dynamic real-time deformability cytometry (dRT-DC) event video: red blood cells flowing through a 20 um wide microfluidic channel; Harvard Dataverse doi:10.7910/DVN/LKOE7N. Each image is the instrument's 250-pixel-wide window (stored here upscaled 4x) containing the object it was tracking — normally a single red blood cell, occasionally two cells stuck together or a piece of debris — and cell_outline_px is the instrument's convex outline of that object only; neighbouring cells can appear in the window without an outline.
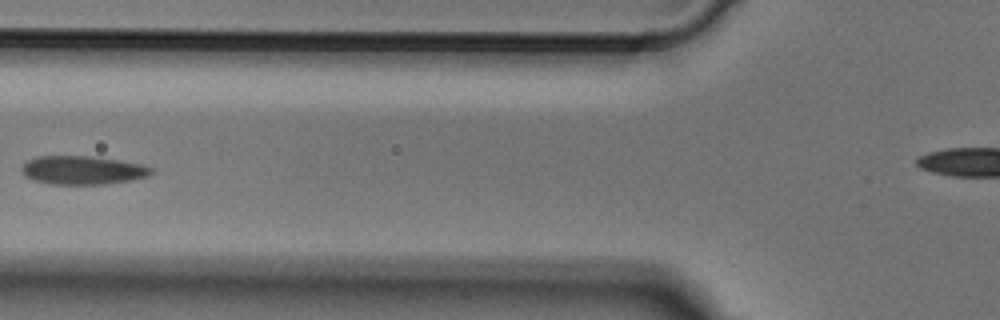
{"species": "Egyptian fruit bat (a non-hibernating species)", "species_latin": "Rousettus aegyptiacus", "temperature_condition": "cold", "stored_images_in_passage": 6, "camera_frame_rate_fps": 3000, "um_per_image_px": 0.085, "animal": {"sex": "male"}, "frame": {"image": 1, "passage_image": 4, "time_ms": 1.0, "image_size_px": [1000, 320], "cell_outline_px": [[152, 172], [148, 176], [132, 180], [104, 184], [48, 184], [32, 180], [24, 176], [20, 168], [28, 160], [36, 156], [92, 156], [144, 164], [152, 168]], "centroid_in_image_um": [7.0, 14.46], "position_along_channel_um": 118.8, "area_um2": 21.73}}
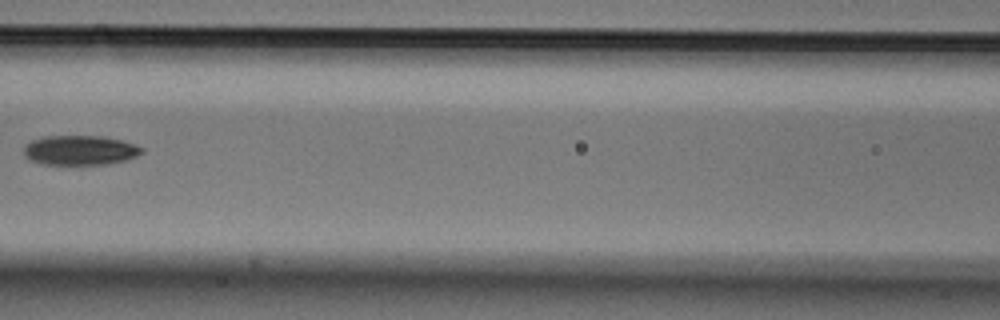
{"frame": {"image": 2, "passage_image": 6, "time_ms": 1.667, "image_size_px": [1000, 320], "cell_outline_px": [[144, 152], [136, 156], [124, 160], [108, 164], [40, 164], [28, 160], [24, 156], [24, 144], [32, 140], [44, 136], [104, 136], [124, 140], [144, 148]], "centroid_in_image_um": [6.78, 12.76], "position_along_channel_um": 159.8, "area_um2": 20.63}}